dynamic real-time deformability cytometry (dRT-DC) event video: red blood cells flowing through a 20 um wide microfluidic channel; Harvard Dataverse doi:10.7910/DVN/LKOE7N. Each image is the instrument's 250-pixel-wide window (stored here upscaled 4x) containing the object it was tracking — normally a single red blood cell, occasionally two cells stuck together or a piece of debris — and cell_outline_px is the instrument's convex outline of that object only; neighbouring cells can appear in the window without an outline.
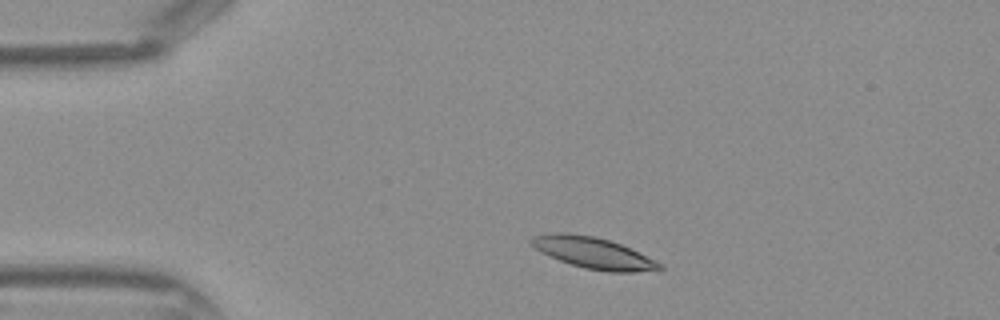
{"species": "Egyptian fruit bat (a non-hibernating species)", "species_latin": "Rousettus aegyptiacus", "temperature_condition": "warm", "stored_images_in_passage": 36, "camera_frame_rate_fps": 3000, "um_per_image_px": 0.085, "frame": {"image": 1, "passage_image": 1, "time_ms": 0.0, "image_size_px": [1000, 320], "cell_outline_px": [[664, 268], [660, 272], [608, 272], [584, 268], [560, 260], [536, 248], [528, 240], [532, 236], [560, 232], [568, 232], [592, 236], [608, 240], [620, 244], [656, 260], [664, 264]], "centroid_in_image_um": [50.54, 21.52], "position_along_channel_um": 34.5, "area_um2": 23.35}}
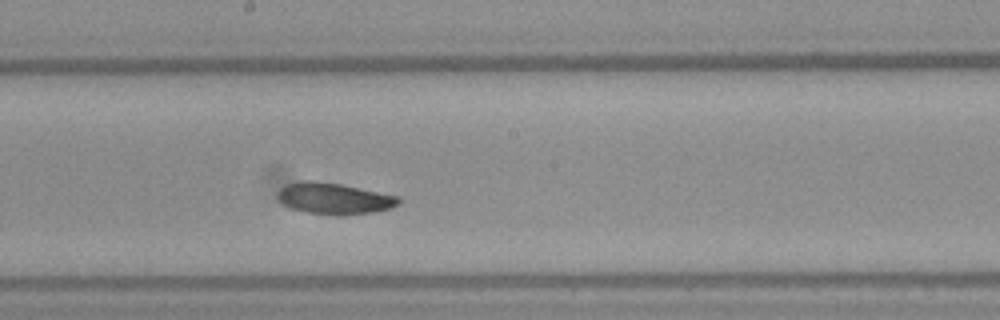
{"frame": {"image": 2, "passage_image": 16, "time_ms": 5.0, "image_size_px": [1000, 320], "cell_outline_px": [[400, 204], [392, 208], [372, 212], [336, 216], [308, 212], [292, 208], [284, 204], [276, 196], [280, 188], [288, 184], [304, 180], [308, 180], [340, 184], [400, 196]], "centroid_in_image_um": [28.43, 16.88], "position_along_channel_um": 219.8, "area_um2": 21.96}}
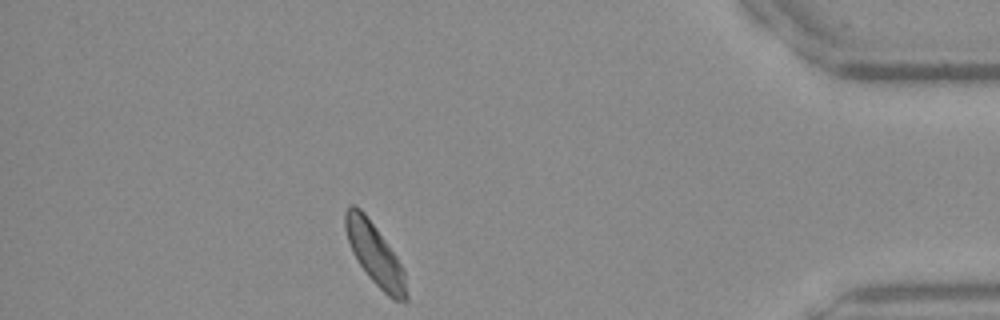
{"frame": {"image": 3, "passage_image": 31, "time_ms": 10.0, "image_size_px": [1000, 320], "cell_outline_px": [[408, 300], [404, 304], [392, 300], [368, 276], [352, 252], [344, 228], [344, 212], [348, 204], [352, 204], [360, 208], [364, 212], [396, 256], [404, 268], [408, 296]], "centroid_in_image_um": [31.88, 21.64], "position_along_channel_um": 403.3, "area_um2": 21.96}}